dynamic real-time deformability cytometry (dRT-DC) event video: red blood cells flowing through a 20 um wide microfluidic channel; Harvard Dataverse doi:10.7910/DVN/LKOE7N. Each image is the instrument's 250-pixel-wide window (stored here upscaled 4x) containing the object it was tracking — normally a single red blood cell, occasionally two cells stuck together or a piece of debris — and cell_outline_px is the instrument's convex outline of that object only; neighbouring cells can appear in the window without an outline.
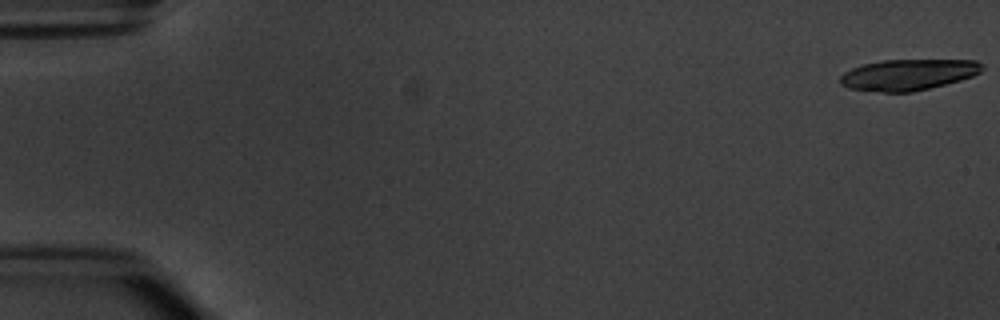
{"species": "common noctule bat (a hibernating species)", "species_latin": "Nyctalus noctula", "temperature_condition": "warm", "stored_images_in_passage": 9, "camera_frame_rate_fps": 3000, "um_per_image_px": 0.085, "animal": {"sex": "male", "body_mass_g": 20.1, "forearm_length_mm": 53.5}, "frame": {"image": 1, "passage_image": 1, "time_ms": 0.0, "image_size_px": [1000, 320], "cell_outline_px": [[984, 68], [980, 72], [972, 76], [960, 80], [912, 92], [884, 92], [848, 88], [840, 84], [840, 76], [844, 72], [860, 64], [884, 60], [976, 60], [984, 64]], "centroid_in_image_um": [77.19, 6.34], "position_along_channel_um": 7.8, "area_um2": 25.66}}
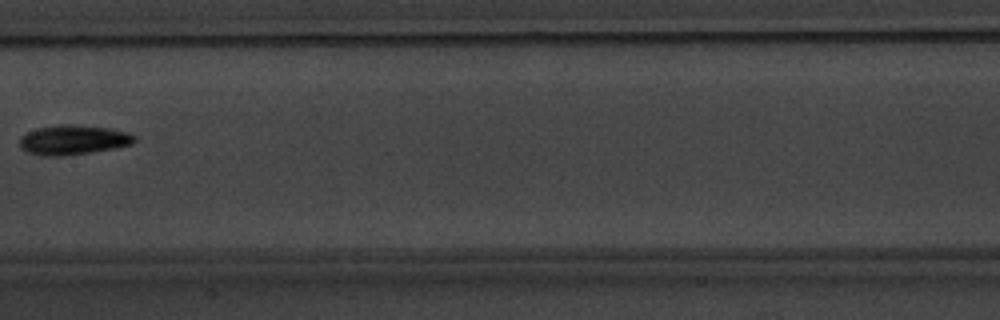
{"frame": {"image": 2, "passage_image": 9, "time_ms": 9.333, "image_size_px": [1000, 320], "cell_outline_px": [[136, 140], [132, 144], [116, 148], [92, 152], [64, 156], [40, 156], [28, 152], [20, 148], [20, 136], [36, 128], [60, 124], [72, 124], [108, 128], [128, 132], [136, 136]], "centroid_in_image_um": [6.22, 11.89], "position_along_channel_um": 201.2, "area_um2": 20.06}}